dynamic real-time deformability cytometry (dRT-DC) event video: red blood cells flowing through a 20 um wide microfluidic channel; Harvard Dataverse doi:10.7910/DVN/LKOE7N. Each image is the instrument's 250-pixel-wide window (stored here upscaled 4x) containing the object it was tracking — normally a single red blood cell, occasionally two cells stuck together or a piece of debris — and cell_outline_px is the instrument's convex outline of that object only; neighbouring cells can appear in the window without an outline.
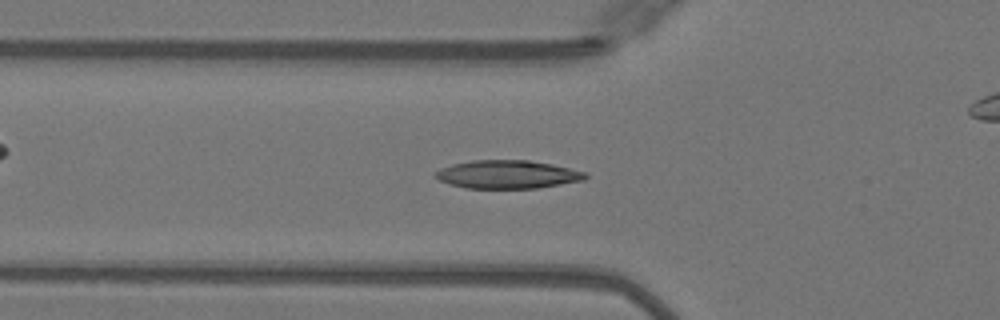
{"species": "Egyptian fruit bat (a non-hibernating species)", "species_latin": "Rousettus aegyptiacus", "temperature_condition": "warm", "stored_images_in_passage": 50, "camera_frame_rate_fps": 3000, "um_per_image_px": 0.085, "animal": {"sex": "female"}, "frame": {"image": 1, "passage_image": 17, "time_ms": 5.333, "image_size_px": [1000, 320], "cell_outline_px": [[588, 176], [584, 180], [536, 188], [464, 188], [448, 184], [432, 176], [432, 172], [440, 168], [452, 164], [472, 160], [528, 160], [552, 164], [584, 172]], "centroid_in_image_um": [43.05, 14.82], "position_along_channel_um": 82.7, "area_um2": 24.74}}
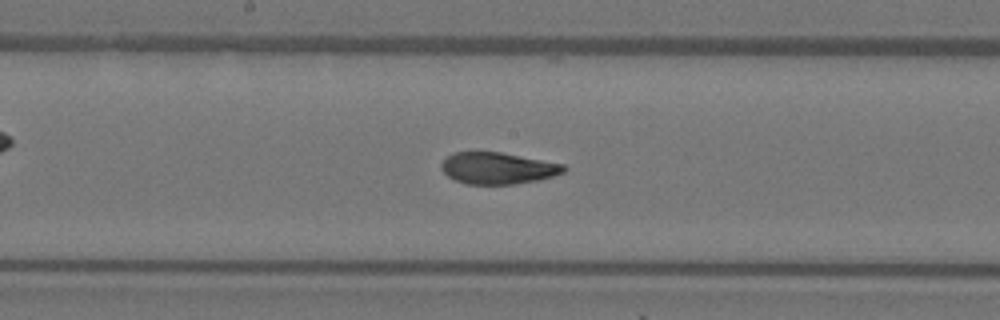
{"frame": {"image": 2, "passage_image": 26, "time_ms": 8.333, "image_size_px": [1000, 320], "cell_outline_px": [[568, 168], [564, 172], [540, 180], [512, 184], [468, 184], [456, 180], [448, 176], [440, 168], [440, 164], [452, 152], [500, 152], [564, 164]], "centroid_in_image_um": [42.32, 14.29], "position_along_channel_um": 205.9, "area_um2": 22.48}}
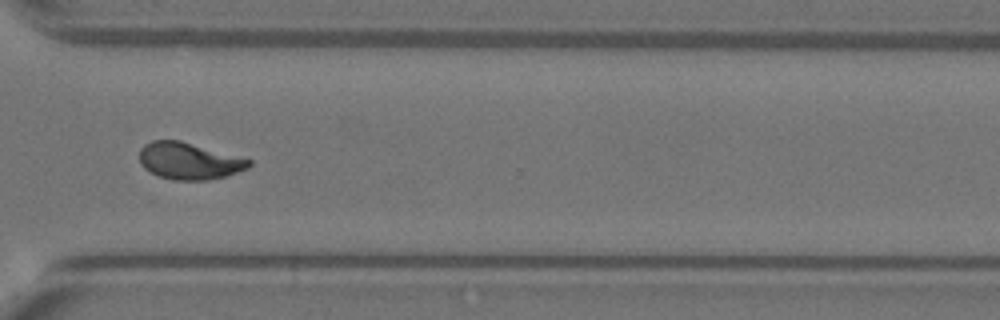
{"frame": {"image": 3, "passage_image": 37, "time_ms": 12.0, "image_size_px": [1000, 320], "cell_outline_px": [[252, 164], [248, 168], [224, 176], [208, 180], [172, 180], [160, 176], [144, 168], [140, 164], [140, 148], [144, 144], [152, 140], [180, 140], [252, 160]], "centroid_in_image_um": [16.05, 13.67], "position_along_channel_um": 354.5, "area_um2": 23.35}}